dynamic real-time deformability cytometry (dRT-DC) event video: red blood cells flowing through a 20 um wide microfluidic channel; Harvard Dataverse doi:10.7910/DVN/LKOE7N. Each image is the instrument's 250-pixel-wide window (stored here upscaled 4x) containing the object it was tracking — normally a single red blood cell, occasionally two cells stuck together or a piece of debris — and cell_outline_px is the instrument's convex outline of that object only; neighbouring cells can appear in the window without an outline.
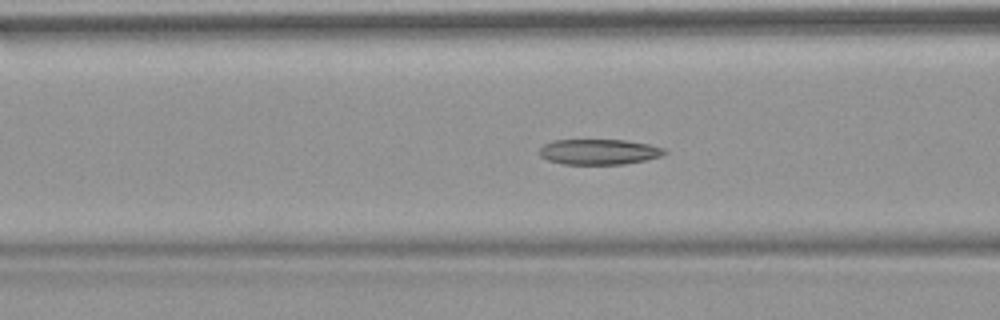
{"species": "common noctule bat (a hibernating species)", "species_latin": "Nyctalus noctula", "temperature_condition": "warm", "stored_images_in_passage": 52, "camera_frame_rate_fps": 3000, "um_per_image_px": 0.085, "animal": {"sex": "female", "body_mass_g": 18.4}, "frame": {"image": 1, "passage_image": 20, "time_ms": 6.333, "image_size_px": [1000, 320], "cell_outline_px": [[668, 152], [660, 156], [644, 160], [624, 164], [564, 164], [548, 160], [540, 156], [540, 148], [544, 144], [552, 140], [624, 140], [648, 144], [664, 148]], "centroid_in_image_um": [50.9, 12.9], "position_along_channel_um": 115.7, "area_um2": 18.44}}
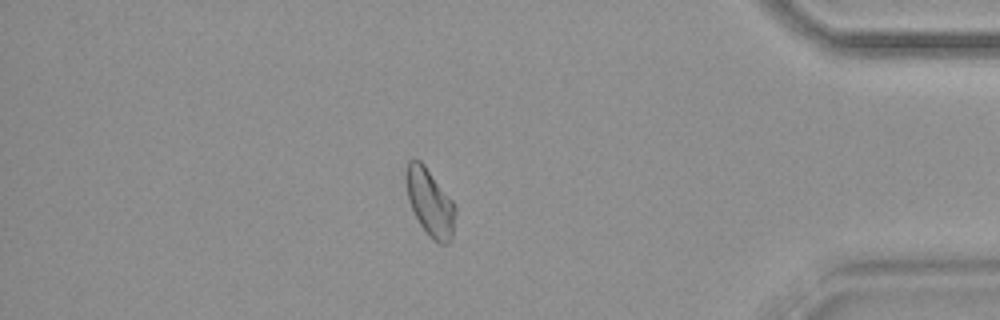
{"frame": {"image": 2, "passage_image": 45, "time_ms": 14.667, "image_size_px": [1000, 320], "cell_outline_px": [[456, 212], [452, 236], [448, 244], [440, 244], [420, 224], [408, 200], [404, 180], [404, 172], [408, 160], [420, 160], [424, 164], [452, 200], [456, 208]], "centroid_in_image_um": [36.52, 17.15], "position_along_channel_um": 398.7, "area_um2": 19.13}, "authors_computed_cell_mechanics": {"area_um2": 19.363, "velocity_mm_per_s": 3.8103, "shape_relaxation_time_tau1_ms": null, "shape_relaxation_time_tau2_ms": 6.52, "deformation_change_tau1": null, "deformation_change_tau2": 0.126}}